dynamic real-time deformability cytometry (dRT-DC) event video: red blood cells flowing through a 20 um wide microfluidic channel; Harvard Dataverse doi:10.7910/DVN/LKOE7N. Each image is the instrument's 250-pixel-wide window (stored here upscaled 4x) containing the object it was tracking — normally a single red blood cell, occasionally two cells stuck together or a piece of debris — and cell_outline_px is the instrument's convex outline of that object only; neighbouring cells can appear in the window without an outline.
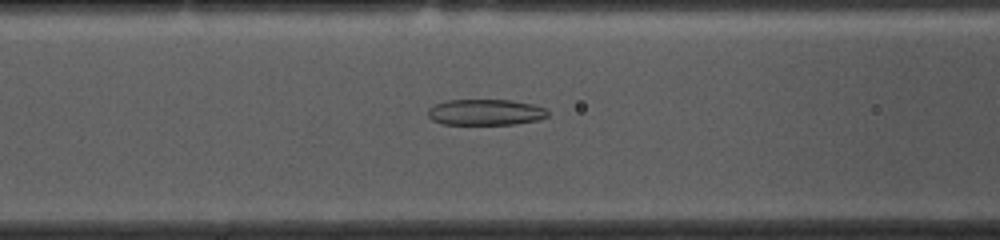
{"species": "common noctule bat (a hibernating species)", "species_latin": "Nyctalus noctula", "temperature_condition": "cold", "stored_images_in_passage": 48, "camera_frame_rate_fps": 3000, "um_per_image_px": 0.085, "animal": {"sex": "female", "body_mass_g": 10.0, "forearm_length_mm": 53.1}, "frame": {"image": 1, "passage_image": 20, "time_ms": 6.333, "image_size_px": [1000, 240], "cell_outline_px": [[548, 116], [540, 120], [512, 124], [444, 124], [432, 120], [428, 116], [428, 108], [432, 104], [448, 100], [508, 100], [532, 104], [544, 108], [548, 112]], "centroid_in_image_um": [41.24, 9.54], "position_along_channel_um": 125.4, "area_um2": 18.15}}
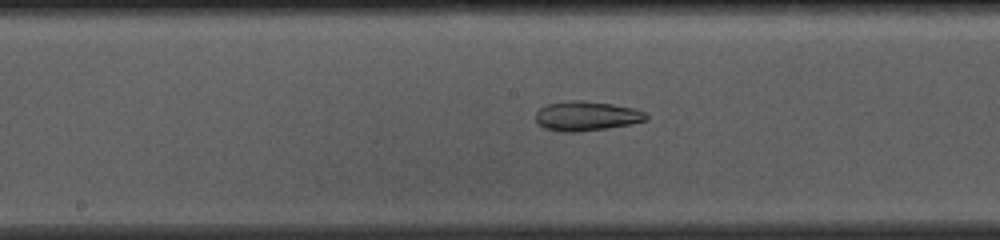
{"frame": {"image": 2, "passage_image": 26, "time_ms": 8.333, "image_size_px": [1000, 240], "cell_outline_px": [[648, 120], [632, 124], [608, 128], [576, 132], [560, 132], [544, 128], [536, 120], [536, 112], [540, 108], [548, 104], [572, 100], [580, 100], [612, 104], [632, 108], [644, 112], [648, 116]], "centroid_in_image_um": [49.86, 9.87], "position_along_channel_um": 198.3, "area_um2": 18.96}}
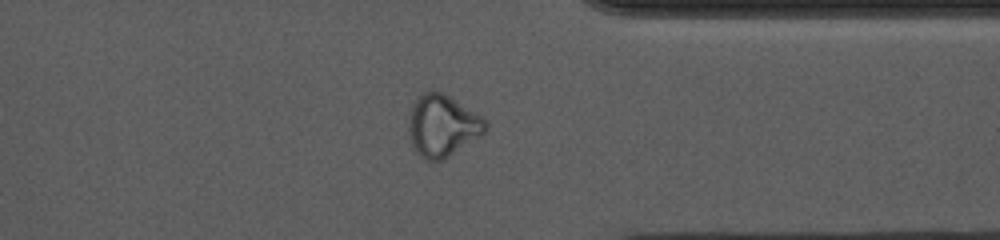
{"frame": {"image": 3, "passage_image": 41, "time_ms": 13.333, "image_size_px": [1000, 240], "cell_outline_px": [[488, 128], [484, 136], [448, 156], [440, 160], [428, 160], [420, 156], [416, 152], [412, 144], [408, 132], [408, 120], [412, 104], [416, 96], [432, 88], [444, 92], [484, 116], [488, 120]], "centroid_in_image_um": [37.65, 10.63], "position_along_channel_um": 373.8, "area_um2": 28.61}, "authors_computed_cell_mechanics": {"area_um2": 22.9466, "velocity_mm_per_s": 3.6401, "shape_relaxation_time_tau1_ms": null, "shape_relaxation_time_tau2_ms": 1.5625, "deformation_change_tau1": null, "deformation_change_tau2": 0.0813}}